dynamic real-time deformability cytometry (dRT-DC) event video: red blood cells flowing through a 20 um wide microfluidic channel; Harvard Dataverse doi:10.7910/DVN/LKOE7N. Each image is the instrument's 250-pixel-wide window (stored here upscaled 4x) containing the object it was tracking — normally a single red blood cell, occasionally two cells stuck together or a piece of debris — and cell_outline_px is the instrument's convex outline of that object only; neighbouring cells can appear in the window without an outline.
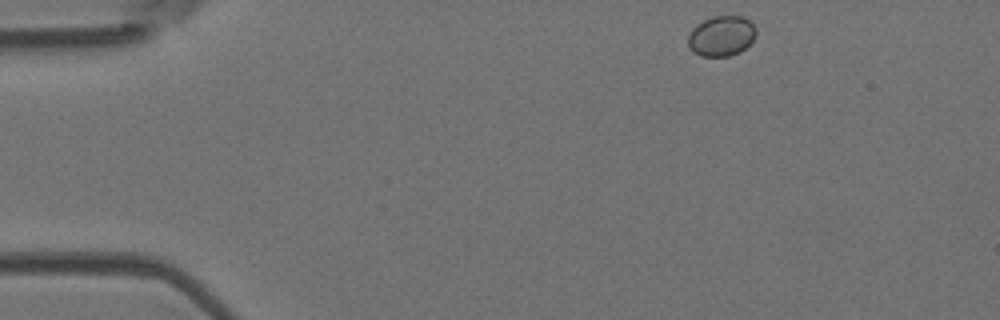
{"species": "Egyptian fruit bat (a non-hibernating species)", "species_latin": "Rousettus aegyptiacus", "temperature_condition": "room temperature", "stored_images_in_passage": 3, "camera_frame_rate_fps": 3000, "um_per_image_px": 0.085, "animal": {"sex": "female"}, "frame": {"image": 1, "passage_image": 1, "time_ms": 0.0, "image_size_px": [1000, 320], "cell_outline_px": [[756, 36], [740, 52], [728, 56], [700, 56], [692, 52], [688, 48], [688, 36], [692, 28], [696, 24], [712, 16], [740, 16], [748, 20], [756, 28]], "centroid_in_image_um": [61.28, 3.06], "position_along_channel_um": 23.7, "area_um2": 16.01}}